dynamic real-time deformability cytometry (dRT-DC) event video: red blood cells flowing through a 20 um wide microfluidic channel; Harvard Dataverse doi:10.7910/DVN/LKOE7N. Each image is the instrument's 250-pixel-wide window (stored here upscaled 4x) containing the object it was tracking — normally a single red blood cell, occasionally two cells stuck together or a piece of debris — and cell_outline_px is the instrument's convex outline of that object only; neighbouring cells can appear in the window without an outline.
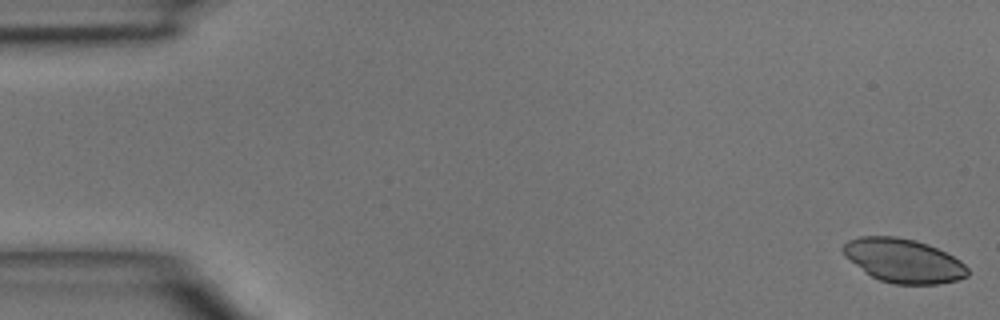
{"species": "common noctule bat (a hibernating species)", "species_latin": "Nyctalus noctula", "temperature_condition": "room temperature", "stored_images_in_passage": 47, "camera_frame_rate_fps": 3000, "um_per_image_px": 0.085, "animal": {"sex": "male", "body_mass_g": 15.6}, "frame": {"image": 1, "passage_image": 1, "time_ms": 0.0, "image_size_px": [1000, 320], "cell_outline_px": [[968, 276], [956, 280], [940, 284], [892, 284], [880, 280], [864, 272], [844, 256], [840, 248], [848, 240], [860, 236], [896, 236], [916, 240], [928, 244], [960, 260], [968, 268]], "centroid_in_image_um": [76.76, 22.15], "position_along_channel_um": 8.2, "area_um2": 31.96}}